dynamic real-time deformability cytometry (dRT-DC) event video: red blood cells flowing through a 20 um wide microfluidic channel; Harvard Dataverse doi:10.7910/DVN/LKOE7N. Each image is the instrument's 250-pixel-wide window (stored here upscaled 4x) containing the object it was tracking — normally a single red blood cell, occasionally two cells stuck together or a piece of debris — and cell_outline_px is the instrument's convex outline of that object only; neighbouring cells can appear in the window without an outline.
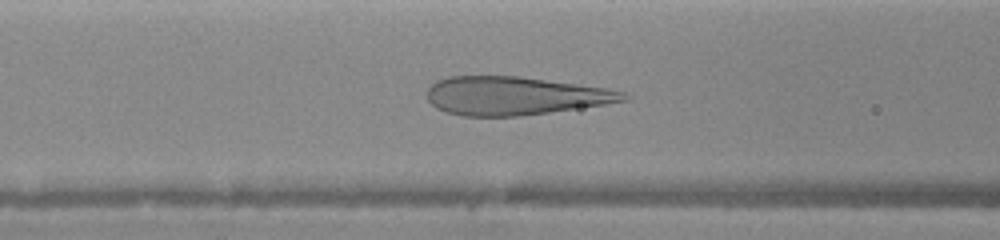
{"species": "human", "species_latin": "Homo sapiens", "temperature_condition": "warm", "stored_images_in_passage": 40, "camera_frame_rate_fps": 3000, "um_per_image_px": 0.085, "donor": {"sex": "female"}, "frame": {"image": 1, "passage_image": 13, "time_ms": 3.0, "image_size_px": [1000, 240], "cell_outline_px": [[632, 96], [628, 100], [604, 104], [548, 112], [516, 116], [464, 116], [448, 112], [436, 108], [428, 100], [428, 88], [436, 80], [448, 76], [516, 76], [604, 88], [624, 92]], "centroid_in_image_um": [43.72, 8.14], "position_along_channel_um": 122.9, "area_um2": 43.35}}
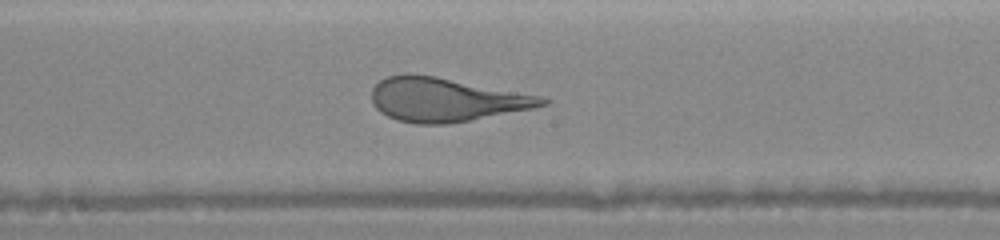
{"frame": {"image": 2, "passage_image": 20, "time_ms": 5.0, "image_size_px": [1000, 240], "cell_outline_px": [[552, 100], [548, 104], [532, 108], [448, 124], [416, 124], [396, 120], [380, 112], [372, 104], [372, 88], [380, 80], [388, 76], [404, 72], [408, 72], [436, 76], [540, 96]], "centroid_in_image_um": [37.84, 8.46], "position_along_channel_um": 210.4, "area_um2": 43.47}}
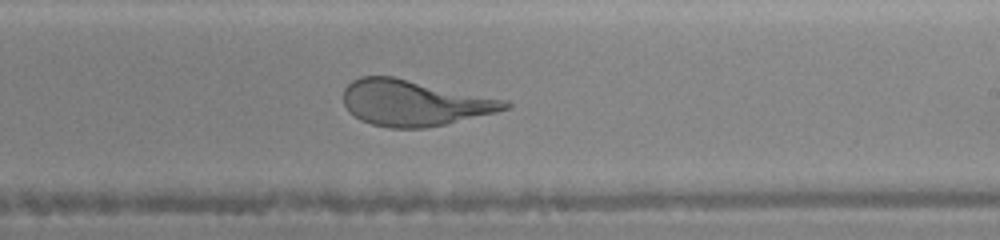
{"frame": {"image": 3, "passage_image": 24, "time_ms": 6.0, "image_size_px": [1000, 240], "cell_outline_px": [[512, 108], [496, 112], [444, 124], [424, 128], [392, 128], [372, 124], [360, 120], [348, 112], [344, 104], [344, 88], [352, 80], [360, 76], [392, 76], [508, 100], [512, 104]], "centroid_in_image_um": [35.2, 8.74], "position_along_channel_um": 253.8, "area_um2": 43.18}}